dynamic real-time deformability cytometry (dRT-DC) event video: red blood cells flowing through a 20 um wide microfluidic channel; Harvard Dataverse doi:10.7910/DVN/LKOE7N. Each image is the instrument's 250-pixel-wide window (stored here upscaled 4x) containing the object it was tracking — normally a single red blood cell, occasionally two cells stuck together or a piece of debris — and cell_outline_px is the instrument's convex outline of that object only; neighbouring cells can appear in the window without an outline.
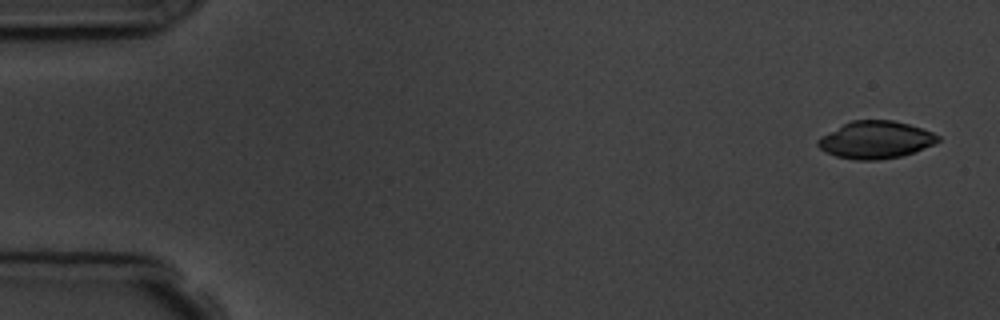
{"species": "common noctule bat (a hibernating species)", "species_latin": "Nyctalus noctula", "temperature_condition": "room temperature", "stored_images_in_passage": 4, "camera_frame_rate_fps": 3000, "um_per_image_px": 0.085, "animal": {"sex": "male", "body_mass_g": 19.5, "forearm_length_mm": 54.6}, "frame": {"image": 1, "passage_image": 1, "time_ms": 0.0, "image_size_px": [1000, 320], "cell_outline_px": [[940, 140], [932, 144], [912, 152], [900, 156], [880, 160], [856, 160], [836, 156], [824, 152], [816, 144], [816, 140], [820, 136], [852, 120], [892, 120], [908, 124], [932, 132], [940, 136]], "centroid_in_image_um": [74.38, 11.89], "position_along_channel_um": 10.6, "area_um2": 25.95}}